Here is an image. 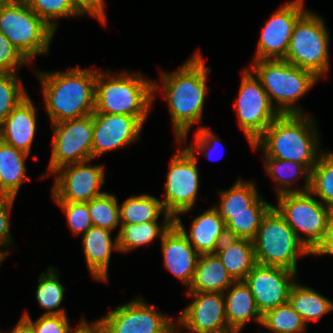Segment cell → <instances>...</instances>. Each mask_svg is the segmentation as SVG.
<instances>
[{
  "label": "cell",
  "mask_w": 333,
  "mask_h": 333,
  "mask_svg": "<svg viewBox=\"0 0 333 333\" xmlns=\"http://www.w3.org/2000/svg\"><path fill=\"white\" fill-rule=\"evenodd\" d=\"M211 72L199 53H195L174 73L161 72L164 97L167 100L178 143L186 139L190 127L200 122L206 79Z\"/></svg>",
  "instance_id": "cell-1"
},
{
  "label": "cell",
  "mask_w": 333,
  "mask_h": 333,
  "mask_svg": "<svg viewBox=\"0 0 333 333\" xmlns=\"http://www.w3.org/2000/svg\"><path fill=\"white\" fill-rule=\"evenodd\" d=\"M96 75L97 70L79 67L66 72L39 73L52 124L93 114Z\"/></svg>",
  "instance_id": "cell-2"
},
{
  "label": "cell",
  "mask_w": 333,
  "mask_h": 333,
  "mask_svg": "<svg viewBox=\"0 0 333 333\" xmlns=\"http://www.w3.org/2000/svg\"><path fill=\"white\" fill-rule=\"evenodd\" d=\"M315 126L313 119L304 113L280 114L250 145L253 150L260 146L265 157L301 163L311 171L319 158Z\"/></svg>",
  "instance_id": "cell-3"
},
{
  "label": "cell",
  "mask_w": 333,
  "mask_h": 333,
  "mask_svg": "<svg viewBox=\"0 0 333 333\" xmlns=\"http://www.w3.org/2000/svg\"><path fill=\"white\" fill-rule=\"evenodd\" d=\"M157 88V82L147 81L140 74L124 71L118 77H110L108 73L97 71L94 112L134 116L144 123Z\"/></svg>",
  "instance_id": "cell-4"
},
{
  "label": "cell",
  "mask_w": 333,
  "mask_h": 333,
  "mask_svg": "<svg viewBox=\"0 0 333 333\" xmlns=\"http://www.w3.org/2000/svg\"><path fill=\"white\" fill-rule=\"evenodd\" d=\"M253 74L260 80L270 101L276 99L280 114H303L294 105L314 85L318 77L284 59L254 60ZM294 105V106H293Z\"/></svg>",
  "instance_id": "cell-5"
},
{
  "label": "cell",
  "mask_w": 333,
  "mask_h": 333,
  "mask_svg": "<svg viewBox=\"0 0 333 333\" xmlns=\"http://www.w3.org/2000/svg\"><path fill=\"white\" fill-rule=\"evenodd\" d=\"M256 263L297 271V258L312 254L272 206L263 216L253 240Z\"/></svg>",
  "instance_id": "cell-6"
},
{
  "label": "cell",
  "mask_w": 333,
  "mask_h": 333,
  "mask_svg": "<svg viewBox=\"0 0 333 333\" xmlns=\"http://www.w3.org/2000/svg\"><path fill=\"white\" fill-rule=\"evenodd\" d=\"M0 32L30 61L48 53L55 30L20 0L0 4Z\"/></svg>",
  "instance_id": "cell-7"
},
{
  "label": "cell",
  "mask_w": 333,
  "mask_h": 333,
  "mask_svg": "<svg viewBox=\"0 0 333 333\" xmlns=\"http://www.w3.org/2000/svg\"><path fill=\"white\" fill-rule=\"evenodd\" d=\"M328 39L322 18L306 11L294 26L284 60L319 78L329 70Z\"/></svg>",
  "instance_id": "cell-8"
},
{
  "label": "cell",
  "mask_w": 333,
  "mask_h": 333,
  "mask_svg": "<svg viewBox=\"0 0 333 333\" xmlns=\"http://www.w3.org/2000/svg\"><path fill=\"white\" fill-rule=\"evenodd\" d=\"M277 198L278 207L274 208L313 252L325 237L331 209L313 198L310 191L282 193ZM298 232L307 238L300 237Z\"/></svg>",
  "instance_id": "cell-9"
},
{
  "label": "cell",
  "mask_w": 333,
  "mask_h": 333,
  "mask_svg": "<svg viewBox=\"0 0 333 333\" xmlns=\"http://www.w3.org/2000/svg\"><path fill=\"white\" fill-rule=\"evenodd\" d=\"M234 106L239 126L244 130L250 144H253L265 129L280 115L260 80L245 68L239 95Z\"/></svg>",
  "instance_id": "cell-10"
},
{
  "label": "cell",
  "mask_w": 333,
  "mask_h": 333,
  "mask_svg": "<svg viewBox=\"0 0 333 333\" xmlns=\"http://www.w3.org/2000/svg\"><path fill=\"white\" fill-rule=\"evenodd\" d=\"M192 145L184 148L170 162L162 200L165 212L173 218L189 211L195 203L199 186L196 156Z\"/></svg>",
  "instance_id": "cell-11"
},
{
  "label": "cell",
  "mask_w": 333,
  "mask_h": 333,
  "mask_svg": "<svg viewBox=\"0 0 333 333\" xmlns=\"http://www.w3.org/2000/svg\"><path fill=\"white\" fill-rule=\"evenodd\" d=\"M54 140L49 171L62 166L92 160V114L53 123Z\"/></svg>",
  "instance_id": "cell-12"
},
{
  "label": "cell",
  "mask_w": 333,
  "mask_h": 333,
  "mask_svg": "<svg viewBox=\"0 0 333 333\" xmlns=\"http://www.w3.org/2000/svg\"><path fill=\"white\" fill-rule=\"evenodd\" d=\"M104 333H178L171 318L156 312L142 299L117 307L98 320Z\"/></svg>",
  "instance_id": "cell-13"
},
{
  "label": "cell",
  "mask_w": 333,
  "mask_h": 333,
  "mask_svg": "<svg viewBox=\"0 0 333 333\" xmlns=\"http://www.w3.org/2000/svg\"><path fill=\"white\" fill-rule=\"evenodd\" d=\"M90 160L60 167L53 174H59L52 187L55 202L86 203L98 197L105 183L104 166H88Z\"/></svg>",
  "instance_id": "cell-14"
},
{
  "label": "cell",
  "mask_w": 333,
  "mask_h": 333,
  "mask_svg": "<svg viewBox=\"0 0 333 333\" xmlns=\"http://www.w3.org/2000/svg\"><path fill=\"white\" fill-rule=\"evenodd\" d=\"M306 11L303 0H294L280 7L264 26L255 60L285 59L294 26Z\"/></svg>",
  "instance_id": "cell-15"
},
{
  "label": "cell",
  "mask_w": 333,
  "mask_h": 333,
  "mask_svg": "<svg viewBox=\"0 0 333 333\" xmlns=\"http://www.w3.org/2000/svg\"><path fill=\"white\" fill-rule=\"evenodd\" d=\"M297 272L277 267L256 264L247 274L244 282L250 288L258 310L266 311L288 302L290 290Z\"/></svg>",
  "instance_id": "cell-16"
},
{
  "label": "cell",
  "mask_w": 333,
  "mask_h": 333,
  "mask_svg": "<svg viewBox=\"0 0 333 333\" xmlns=\"http://www.w3.org/2000/svg\"><path fill=\"white\" fill-rule=\"evenodd\" d=\"M187 295L194 297V301L180 312V325L194 333L234 332L227 325L224 293L197 292Z\"/></svg>",
  "instance_id": "cell-17"
},
{
  "label": "cell",
  "mask_w": 333,
  "mask_h": 333,
  "mask_svg": "<svg viewBox=\"0 0 333 333\" xmlns=\"http://www.w3.org/2000/svg\"><path fill=\"white\" fill-rule=\"evenodd\" d=\"M92 159L138 140L143 123L134 116L93 112Z\"/></svg>",
  "instance_id": "cell-18"
},
{
  "label": "cell",
  "mask_w": 333,
  "mask_h": 333,
  "mask_svg": "<svg viewBox=\"0 0 333 333\" xmlns=\"http://www.w3.org/2000/svg\"><path fill=\"white\" fill-rule=\"evenodd\" d=\"M164 266L188 287L191 285L199 253L185 234L173 224L162 236Z\"/></svg>",
  "instance_id": "cell-19"
},
{
  "label": "cell",
  "mask_w": 333,
  "mask_h": 333,
  "mask_svg": "<svg viewBox=\"0 0 333 333\" xmlns=\"http://www.w3.org/2000/svg\"><path fill=\"white\" fill-rule=\"evenodd\" d=\"M174 224L200 255L216 253L219 245L228 237L226 224L214 206L194 218L189 235L182 225L181 218L175 217Z\"/></svg>",
  "instance_id": "cell-20"
},
{
  "label": "cell",
  "mask_w": 333,
  "mask_h": 333,
  "mask_svg": "<svg viewBox=\"0 0 333 333\" xmlns=\"http://www.w3.org/2000/svg\"><path fill=\"white\" fill-rule=\"evenodd\" d=\"M36 110L27 96L0 124V140L29 154L36 130Z\"/></svg>",
  "instance_id": "cell-21"
},
{
  "label": "cell",
  "mask_w": 333,
  "mask_h": 333,
  "mask_svg": "<svg viewBox=\"0 0 333 333\" xmlns=\"http://www.w3.org/2000/svg\"><path fill=\"white\" fill-rule=\"evenodd\" d=\"M107 229L92 226L83 234V252L88 270L97 280L108 282V268L112 249L119 250L117 236L112 243Z\"/></svg>",
  "instance_id": "cell-22"
},
{
  "label": "cell",
  "mask_w": 333,
  "mask_h": 333,
  "mask_svg": "<svg viewBox=\"0 0 333 333\" xmlns=\"http://www.w3.org/2000/svg\"><path fill=\"white\" fill-rule=\"evenodd\" d=\"M228 293L224 292L228 327L239 333L251 319L261 324L262 314L258 310L253 294L244 280L235 281Z\"/></svg>",
  "instance_id": "cell-23"
},
{
  "label": "cell",
  "mask_w": 333,
  "mask_h": 333,
  "mask_svg": "<svg viewBox=\"0 0 333 333\" xmlns=\"http://www.w3.org/2000/svg\"><path fill=\"white\" fill-rule=\"evenodd\" d=\"M234 282L216 253L202 254L198 257L193 281L187 293H224Z\"/></svg>",
  "instance_id": "cell-24"
},
{
  "label": "cell",
  "mask_w": 333,
  "mask_h": 333,
  "mask_svg": "<svg viewBox=\"0 0 333 333\" xmlns=\"http://www.w3.org/2000/svg\"><path fill=\"white\" fill-rule=\"evenodd\" d=\"M216 255L235 280H244L257 264L254 243L249 239L227 237L219 245Z\"/></svg>",
  "instance_id": "cell-25"
},
{
  "label": "cell",
  "mask_w": 333,
  "mask_h": 333,
  "mask_svg": "<svg viewBox=\"0 0 333 333\" xmlns=\"http://www.w3.org/2000/svg\"><path fill=\"white\" fill-rule=\"evenodd\" d=\"M29 154L0 140V197H16L21 183L29 180L24 160Z\"/></svg>",
  "instance_id": "cell-26"
},
{
  "label": "cell",
  "mask_w": 333,
  "mask_h": 333,
  "mask_svg": "<svg viewBox=\"0 0 333 333\" xmlns=\"http://www.w3.org/2000/svg\"><path fill=\"white\" fill-rule=\"evenodd\" d=\"M165 215V222L162 227L157 221H148L140 224H120V230L117 235L118 248L120 252L131 251L139 246L151 243L159 234L160 238L174 224V218L168 214Z\"/></svg>",
  "instance_id": "cell-27"
},
{
  "label": "cell",
  "mask_w": 333,
  "mask_h": 333,
  "mask_svg": "<svg viewBox=\"0 0 333 333\" xmlns=\"http://www.w3.org/2000/svg\"><path fill=\"white\" fill-rule=\"evenodd\" d=\"M272 207L261 196L251 205V212L240 214H219L225 224L226 232L230 238L254 240L260 227L263 216Z\"/></svg>",
  "instance_id": "cell-28"
},
{
  "label": "cell",
  "mask_w": 333,
  "mask_h": 333,
  "mask_svg": "<svg viewBox=\"0 0 333 333\" xmlns=\"http://www.w3.org/2000/svg\"><path fill=\"white\" fill-rule=\"evenodd\" d=\"M288 303L302 316L305 323L320 320L322 315L333 309V303L329 299L296 282L290 290Z\"/></svg>",
  "instance_id": "cell-29"
},
{
  "label": "cell",
  "mask_w": 333,
  "mask_h": 333,
  "mask_svg": "<svg viewBox=\"0 0 333 333\" xmlns=\"http://www.w3.org/2000/svg\"><path fill=\"white\" fill-rule=\"evenodd\" d=\"M165 212L162 201L151 195L131 196L119 207L120 224H140L157 221Z\"/></svg>",
  "instance_id": "cell-30"
},
{
  "label": "cell",
  "mask_w": 333,
  "mask_h": 333,
  "mask_svg": "<svg viewBox=\"0 0 333 333\" xmlns=\"http://www.w3.org/2000/svg\"><path fill=\"white\" fill-rule=\"evenodd\" d=\"M254 184L238 180L227 191L220 193V207L214 206L219 214L251 212V205L259 198Z\"/></svg>",
  "instance_id": "cell-31"
},
{
  "label": "cell",
  "mask_w": 333,
  "mask_h": 333,
  "mask_svg": "<svg viewBox=\"0 0 333 333\" xmlns=\"http://www.w3.org/2000/svg\"><path fill=\"white\" fill-rule=\"evenodd\" d=\"M309 191L333 210V153L319 155L317 163L310 171Z\"/></svg>",
  "instance_id": "cell-32"
},
{
  "label": "cell",
  "mask_w": 333,
  "mask_h": 333,
  "mask_svg": "<svg viewBox=\"0 0 333 333\" xmlns=\"http://www.w3.org/2000/svg\"><path fill=\"white\" fill-rule=\"evenodd\" d=\"M261 325L273 333H299L306 329L302 316L288 302L266 311L262 315Z\"/></svg>",
  "instance_id": "cell-33"
},
{
  "label": "cell",
  "mask_w": 333,
  "mask_h": 333,
  "mask_svg": "<svg viewBox=\"0 0 333 333\" xmlns=\"http://www.w3.org/2000/svg\"><path fill=\"white\" fill-rule=\"evenodd\" d=\"M266 158V170L267 173L273 177L274 180H277L276 182L283 184V186L287 187L290 186L291 182L290 180L292 178H297L298 176L303 174L305 175V186L304 188L301 189H287L283 187L281 188H275L277 196L282 194V193H287V192H305L309 191L310 188V171L301 163L297 162H291V161H286V160H281V159H276V158H270V157H265ZM302 171V172H301ZM289 177V178H287Z\"/></svg>",
  "instance_id": "cell-34"
},
{
  "label": "cell",
  "mask_w": 333,
  "mask_h": 333,
  "mask_svg": "<svg viewBox=\"0 0 333 333\" xmlns=\"http://www.w3.org/2000/svg\"><path fill=\"white\" fill-rule=\"evenodd\" d=\"M47 273H42L39 278V285L36 290V298L39 305L47 309L44 314L48 315H66L64 309H60L59 306L64 296V286L59 281L58 274L52 268L47 270Z\"/></svg>",
  "instance_id": "cell-35"
},
{
  "label": "cell",
  "mask_w": 333,
  "mask_h": 333,
  "mask_svg": "<svg viewBox=\"0 0 333 333\" xmlns=\"http://www.w3.org/2000/svg\"><path fill=\"white\" fill-rule=\"evenodd\" d=\"M86 203L94 227L112 231L120 224L119 206L114 195L105 192Z\"/></svg>",
  "instance_id": "cell-36"
},
{
  "label": "cell",
  "mask_w": 333,
  "mask_h": 333,
  "mask_svg": "<svg viewBox=\"0 0 333 333\" xmlns=\"http://www.w3.org/2000/svg\"><path fill=\"white\" fill-rule=\"evenodd\" d=\"M25 3L54 30L57 23L52 20L60 17L81 15L80 9L72 0H24Z\"/></svg>",
  "instance_id": "cell-37"
},
{
  "label": "cell",
  "mask_w": 333,
  "mask_h": 333,
  "mask_svg": "<svg viewBox=\"0 0 333 333\" xmlns=\"http://www.w3.org/2000/svg\"><path fill=\"white\" fill-rule=\"evenodd\" d=\"M19 82L17 73L0 72V124L28 96Z\"/></svg>",
  "instance_id": "cell-38"
},
{
  "label": "cell",
  "mask_w": 333,
  "mask_h": 333,
  "mask_svg": "<svg viewBox=\"0 0 333 333\" xmlns=\"http://www.w3.org/2000/svg\"><path fill=\"white\" fill-rule=\"evenodd\" d=\"M66 213L68 225L74 235L84 234L92 225L88 204L78 202H57Z\"/></svg>",
  "instance_id": "cell-39"
},
{
  "label": "cell",
  "mask_w": 333,
  "mask_h": 333,
  "mask_svg": "<svg viewBox=\"0 0 333 333\" xmlns=\"http://www.w3.org/2000/svg\"><path fill=\"white\" fill-rule=\"evenodd\" d=\"M33 327L35 333H69L72 331L67 315H48L43 314L35 322L24 313L23 316Z\"/></svg>",
  "instance_id": "cell-40"
},
{
  "label": "cell",
  "mask_w": 333,
  "mask_h": 333,
  "mask_svg": "<svg viewBox=\"0 0 333 333\" xmlns=\"http://www.w3.org/2000/svg\"><path fill=\"white\" fill-rule=\"evenodd\" d=\"M29 62L0 32V72L17 73V68Z\"/></svg>",
  "instance_id": "cell-41"
},
{
  "label": "cell",
  "mask_w": 333,
  "mask_h": 333,
  "mask_svg": "<svg viewBox=\"0 0 333 333\" xmlns=\"http://www.w3.org/2000/svg\"><path fill=\"white\" fill-rule=\"evenodd\" d=\"M14 199V197H0V246L8 247L12 242L9 234V212Z\"/></svg>",
  "instance_id": "cell-42"
},
{
  "label": "cell",
  "mask_w": 333,
  "mask_h": 333,
  "mask_svg": "<svg viewBox=\"0 0 333 333\" xmlns=\"http://www.w3.org/2000/svg\"><path fill=\"white\" fill-rule=\"evenodd\" d=\"M195 143H196V148L198 149L197 151L200 152H205L208 150H214V146L211 145V142L213 143H218L219 139L218 136H214V133L211 132L209 128L205 127H198V131L195 134ZM218 148V147H217ZM206 149V150H205ZM210 149V150H209ZM214 152V151H213ZM207 157H209V153L207 154L206 152L204 153ZM212 154V153H211ZM210 158V157H209Z\"/></svg>",
  "instance_id": "cell-43"
},
{
  "label": "cell",
  "mask_w": 333,
  "mask_h": 333,
  "mask_svg": "<svg viewBox=\"0 0 333 333\" xmlns=\"http://www.w3.org/2000/svg\"><path fill=\"white\" fill-rule=\"evenodd\" d=\"M313 255H324L330 254L333 255V210H331L327 230L323 241L320 245L312 252Z\"/></svg>",
  "instance_id": "cell-44"
},
{
  "label": "cell",
  "mask_w": 333,
  "mask_h": 333,
  "mask_svg": "<svg viewBox=\"0 0 333 333\" xmlns=\"http://www.w3.org/2000/svg\"><path fill=\"white\" fill-rule=\"evenodd\" d=\"M104 0H87L79 9L81 15L86 13L95 16L102 23H105Z\"/></svg>",
  "instance_id": "cell-45"
},
{
  "label": "cell",
  "mask_w": 333,
  "mask_h": 333,
  "mask_svg": "<svg viewBox=\"0 0 333 333\" xmlns=\"http://www.w3.org/2000/svg\"><path fill=\"white\" fill-rule=\"evenodd\" d=\"M69 333H104L100 322L97 320L96 322H92L90 325L86 323V321L81 320L79 326L76 330Z\"/></svg>",
  "instance_id": "cell-46"
},
{
  "label": "cell",
  "mask_w": 333,
  "mask_h": 333,
  "mask_svg": "<svg viewBox=\"0 0 333 333\" xmlns=\"http://www.w3.org/2000/svg\"><path fill=\"white\" fill-rule=\"evenodd\" d=\"M11 333H35L32 325L22 316L18 324L13 328Z\"/></svg>",
  "instance_id": "cell-47"
},
{
  "label": "cell",
  "mask_w": 333,
  "mask_h": 333,
  "mask_svg": "<svg viewBox=\"0 0 333 333\" xmlns=\"http://www.w3.org/2000/svg\"><path fill=\"white\" fill-rule=\"evenodd\" d=\"M73 3L80 8L87 0H72Z\"/></svg>",
  "instance_id": "cell-48"
},
{
  "label": "cell",
  "mask_w": 333,
  "mask_h": 333,
  "mask_svg": "<svg viewBox=\"0 0 333 333\" xmlns=\"http://www.w3.org/2000/svg\"><path fill=\"white\" fill-rule=\"evenodd\" d=\"M8 252H0V263L2 262V260L6 257Z\"/></svg>",
  "instance_id": "cell-49"
},
{
  "label": "cell",
  "mask_w": 333,
  "mask_h": 333,
  "mask_svg": "<svg viewBox=\"0 0 333 333\" xmlns=\"http://www.w3.org/2000/svg\"><path fill=\"white\" fill-rule=\"evenodd\" d=\"M16 1H20V0H0V4L11 3V2H16Z\"/></svg>",
  "instance_id": "cell-50"
}]
</instances>
